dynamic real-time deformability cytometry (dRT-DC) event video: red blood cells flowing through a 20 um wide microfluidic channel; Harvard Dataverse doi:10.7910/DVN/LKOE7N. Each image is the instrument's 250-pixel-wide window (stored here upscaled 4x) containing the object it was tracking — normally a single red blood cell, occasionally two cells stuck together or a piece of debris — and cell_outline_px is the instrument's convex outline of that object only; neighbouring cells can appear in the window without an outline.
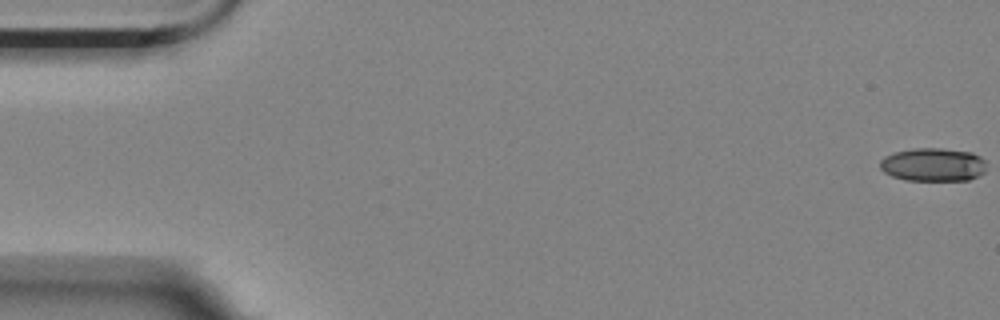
{"species": "Egyptian fruit bat (a non-hibernating species)", "species_latin": "Rousettus aegyptiacus", "temperature_condition": "room temperature", "stored_images_in_passage": 6, "camera_frame_rate_fps": 3000, "um_per_image_px": 0.085, "animal": {"sex": "female"}, "frame": {"image": 1, "passage_image": 1, "time_ms": 0.0, "image_size_px": [1000, 320], "cell_outline_px": [[984, 172], [968, 180], [904, 180], [892, 176], [884, 172], [880, 168], [880, 160], [884, 156], [896, 152], [912, 148], [940, 148], [972, 152], [980, 156], [984, 160]], "centroid_in_image_um": [79.28, 13.99], "position_along_channel_um": 5.7, "area_um2": 20.63}}
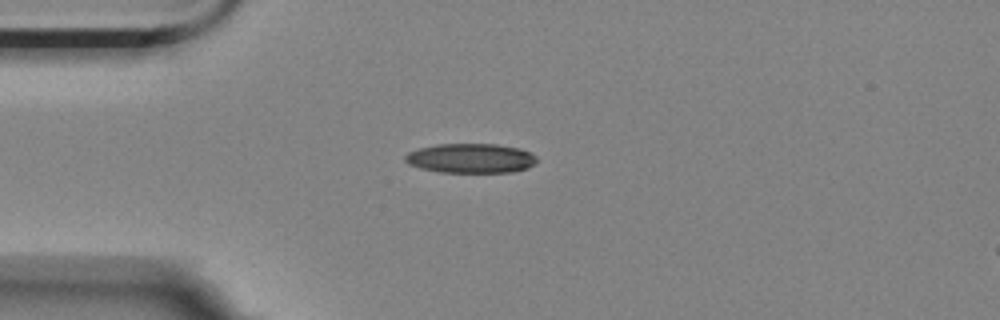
{"frame": {"image": 2, "passage_image": 5, "time_ms": 1.333, "image_size_px": [1000, 320], "cell_outline_px": [[536, 164], [528, 168], [512, 172], [440, 172], [420, 168], [408, 164], [404, 160], [404, 156], [408, 152], [420, 148], [436, 144], [496, 144], [520, 148], [536, 156]], "centroid_in_image_um": [40.01, 13.45], "position_along_channel_um": 45.0, "area_um2": 22.72}}
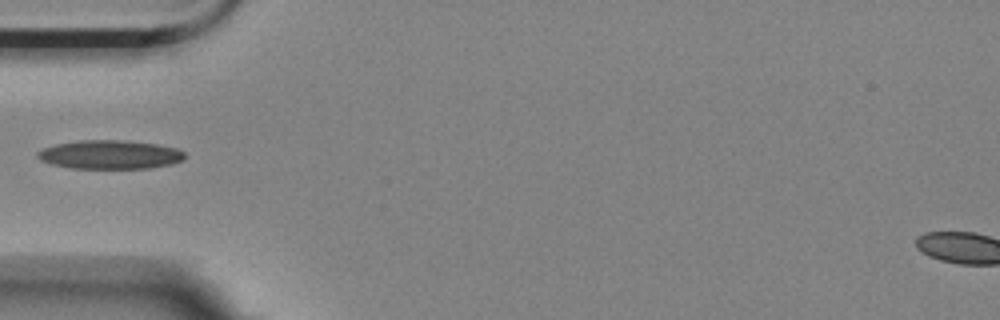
{"frame": {"image": 3, "passage_image": 6, "time_ms": 1.667, "image_size_px": [1000, 320], "cell_outline_px": [[184, 160], [172, 164], [148, 168], [72, 168], [52, 164], [40, 160], [36, 156], [36, 152], [44, 148], [56, 144], [80, 140], [120, 140], [156, 144], [176, 148], [184, 152]], "centroid_in_image_um": [9.33, 13.14], "position_along_channel_um": 75.7, "area_um2": 24.57}}